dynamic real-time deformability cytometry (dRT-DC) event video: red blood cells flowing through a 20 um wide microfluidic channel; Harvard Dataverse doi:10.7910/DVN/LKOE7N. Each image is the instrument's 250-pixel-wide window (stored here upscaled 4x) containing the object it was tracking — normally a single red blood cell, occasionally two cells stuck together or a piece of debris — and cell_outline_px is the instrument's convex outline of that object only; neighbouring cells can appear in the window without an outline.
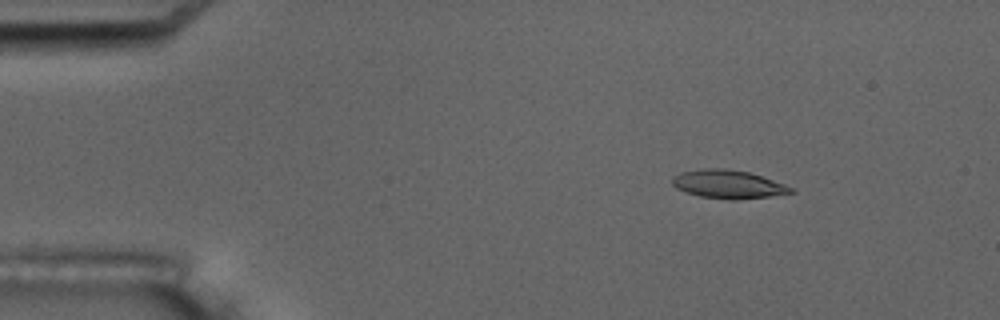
{"species": "common noctule bat (a hibernating species)", "species_latin": "Nyctalus noctula", "temperature_condition": "room temperature", "stored_images_in_passage": 4, "camera_frame_rate_fps": 3000, "um_per_image_px": 0.085, "animal": {"sex": "male", "body_mass_g": 17.5, "forearm_length_mm": 52.3}, "frame": {"image": 1, "passage_image": 2, "time_ms": 2.0, "image_size_px": [1000, 320], "cell_outline_px": [[796, 192], [768, 196], [736, 200], [728, 200], [700, 196], [676, 188], [672, 184], [672, 176], [680, 172], [704, 168], [724, 168], [748, 172], [796, 188]], "centroid_in_image_um": [61.89, 15.66], "position_along_channel_um": 23.1, "area_um2": 19.59}}